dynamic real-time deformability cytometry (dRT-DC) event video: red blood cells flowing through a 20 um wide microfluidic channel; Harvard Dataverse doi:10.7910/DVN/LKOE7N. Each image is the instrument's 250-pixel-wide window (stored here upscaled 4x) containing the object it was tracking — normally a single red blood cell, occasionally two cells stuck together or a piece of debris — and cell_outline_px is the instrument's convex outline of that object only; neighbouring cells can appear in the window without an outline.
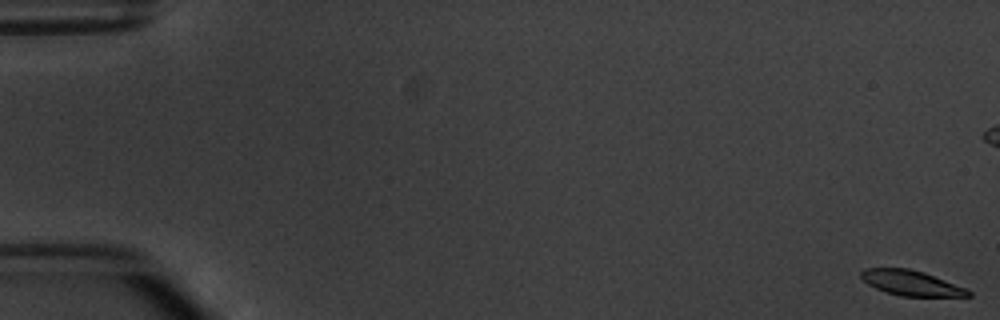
{"species": "common noctule bat (a hibernating species)", "species_latin": "Nyctalus noctula", "temperature_condition": "warm", "stored_images_in_passage": 10, "camera_frame_rate_fps": 3000, "um_per_image_px": 0.085, "animal": {"sex": "male", "body_mass_g": 20.1, "forearm_length_mm": 53.5}, "frame": {"image": 1, "passage_image": 1, "time_ms": 0.0, "image_size_px": [1000, 320], "cell_outline_px": [[972, 296], [900, 296], [876, 288], [868, 284], [860, 276], [860, 272], [864, 268], [908, 268], [924, 272], [964, 288], [972, 292]], "centroid_in_image_um": [77.42, 24.05], "position_along_channel_um": 7.6, "area_um2": 15.43}}
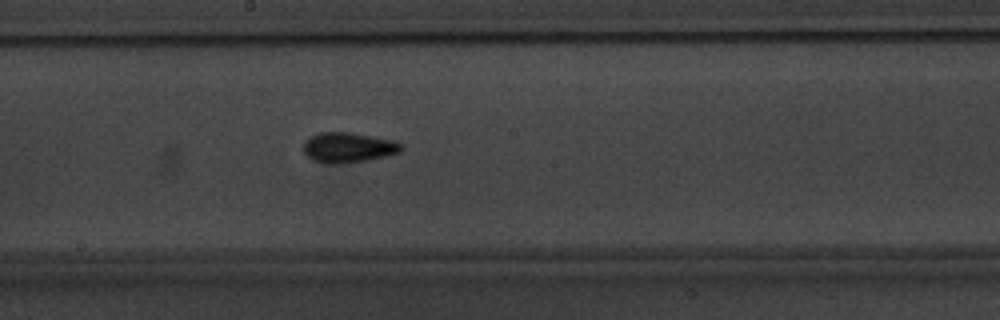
{"frame": {"image": 2, "passage_image": 10, "time_ms": 11.333, "image_size_px": [1000, 320], "cell_outline_px": [[404, 148], [400, 152], [368, 160], [340, 164], [324, 164], [312, 160], [304, 152], [304, 140], [320, 132], [348, 132], [372, 136], [392, 140], [400, 144]], "centroid_in_image_um": [29.57, 12.55], "position_along_channel_um": 218.6, "area_um2": 17.17}}